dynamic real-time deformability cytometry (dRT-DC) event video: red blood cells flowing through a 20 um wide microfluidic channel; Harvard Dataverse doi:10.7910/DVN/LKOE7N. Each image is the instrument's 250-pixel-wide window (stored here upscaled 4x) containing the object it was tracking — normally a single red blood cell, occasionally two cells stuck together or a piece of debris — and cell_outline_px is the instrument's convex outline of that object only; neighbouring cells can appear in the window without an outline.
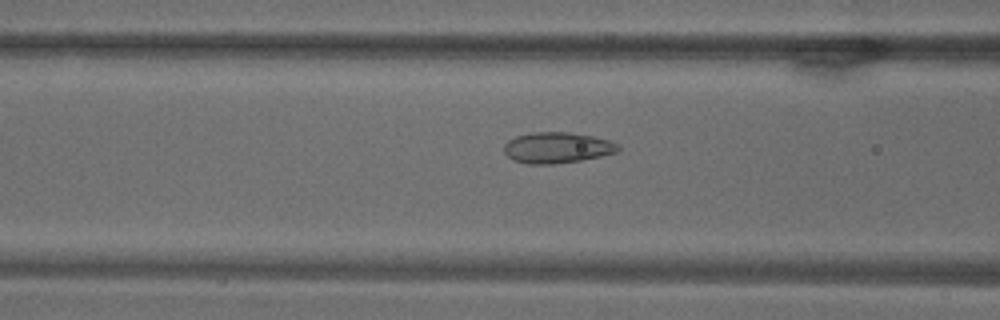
{"species": "common noctule bat (a hibernating species)", "species_latin": "Nyctalus noctula", "temperature_condition": "warm", "stored_images_in_passage": 43, "camera_frame_rate_fps": 3000, "um_per_image_px": 0.085, "animal": {"sex": "male", "body_mass_g": 18.8}, "frame": {"image": 1, "passage_image": 16, "time_ms": 5.0, "image_size_px": [1000, 320], "cell_outline_px": [[620, 148], [616, 152], [600, 156], [580, 160], [556, 164], [528, 164], [512, 160], [504, 152], [504, 144], [508, 140], [516, 136], [532, 132], [568, 132], [592, 136], [608, 140], [620, 144]], "centroid_in_image_um": [47.33, 12.55], "position_along_channel_um": 119.3, "area_um2": 20.58}}
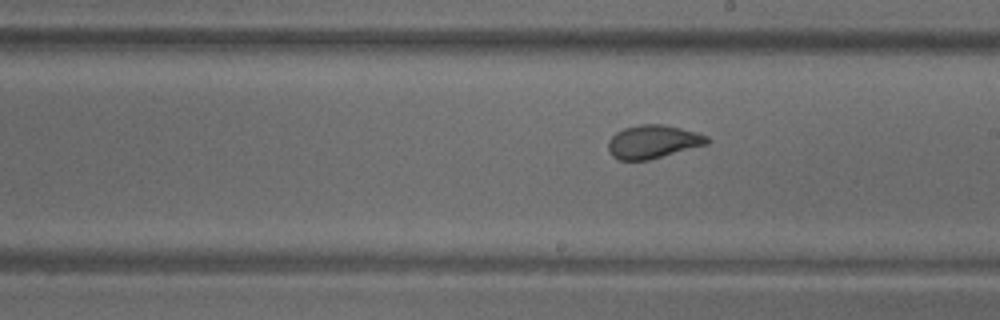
{"frame": {"image": 2, "passage_image": 28, "time_ms": 9.0, "image_size_px": [1000, 320], "cell_outline_px": [[712, 140], [708, 144], [648, 160], [620, 160], [612, 156], [608, 152], [608, 140], [616, 132], [624, 128], [640, 124], [664, 124], [696, 132], [708, 136]], "centroid_in_image_um": [55.51, 12.04], "position_along_channel_um": 233.5, "area_um2": 19.31}}
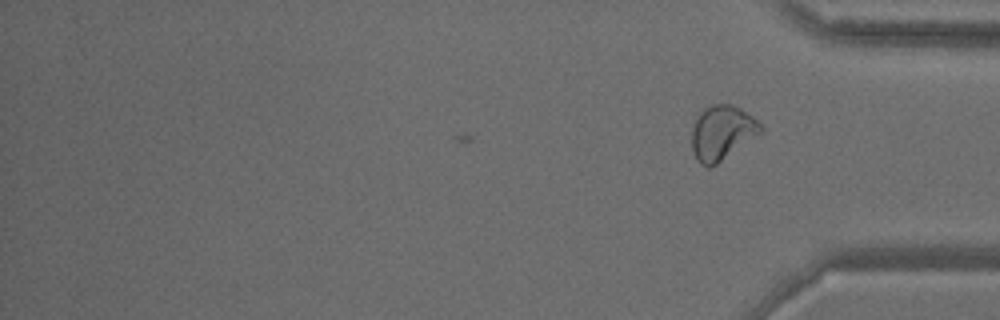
{"frame": {"image": 3, "passage_image": 43, "time_ms": 14.0, "image_size_px": [1000, 320], "cell_outline_px": [[764, 128], [760, 132], [712, 168], [708, 168], [700, 164], [696, 160], [692, 148], [692, 128], [700, 112], [704, 108], [712, 104], [732, 104], [740, 108], [752, 116]], "centroid_in_image_um": [61.33, 11.29], "position_along_channel_um": 373.9, "area_um2": 21.68}}